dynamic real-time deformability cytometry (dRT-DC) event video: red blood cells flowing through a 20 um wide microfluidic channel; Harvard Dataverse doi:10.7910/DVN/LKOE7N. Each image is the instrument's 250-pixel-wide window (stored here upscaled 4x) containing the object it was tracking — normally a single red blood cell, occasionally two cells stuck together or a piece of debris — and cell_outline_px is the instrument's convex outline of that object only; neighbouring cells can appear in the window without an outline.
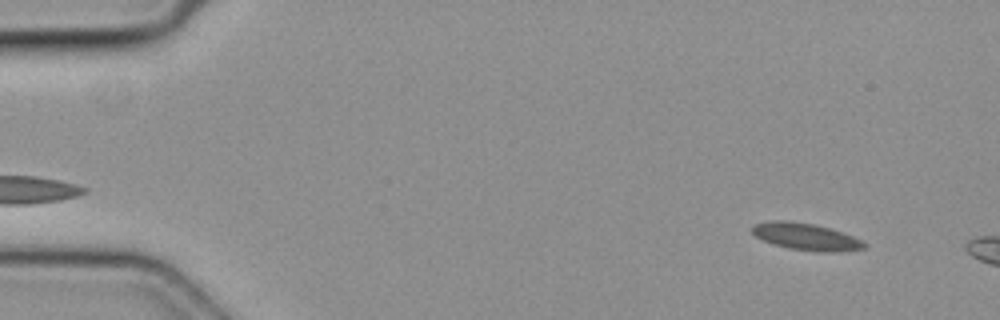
{"species": "common noctule bat (a hibernating species)", "species_latin": "Nyctalus noctula", "temperature_condition": "cold", "stored_images_in_passage": 9, "camera_frame_rate_fps": 3000, "um_per_image_px": 0.085, "animal": {"sex": "female", "body_mass_g": 19.3, "forearm_length_mm": 54.1}, "frame": {"image": 1, "passage_image": 4, "time_ms": 1.0, "image_size_px": [1000, 320], "cell_outline_px": [[868, 244], [864, 248], [836, 252], [824, 252], [792, 248], [776, 244], [764, 240], [756, 236], [752, 232], [752, 228], [756, 224], [772, 220], [784, 220], [812, 224], [828, 228], [852, 236]], "centroid_in_image_um": [68.52, 20.11], "position_along_channel_um": 16.5, "area_um2": 16.99}}